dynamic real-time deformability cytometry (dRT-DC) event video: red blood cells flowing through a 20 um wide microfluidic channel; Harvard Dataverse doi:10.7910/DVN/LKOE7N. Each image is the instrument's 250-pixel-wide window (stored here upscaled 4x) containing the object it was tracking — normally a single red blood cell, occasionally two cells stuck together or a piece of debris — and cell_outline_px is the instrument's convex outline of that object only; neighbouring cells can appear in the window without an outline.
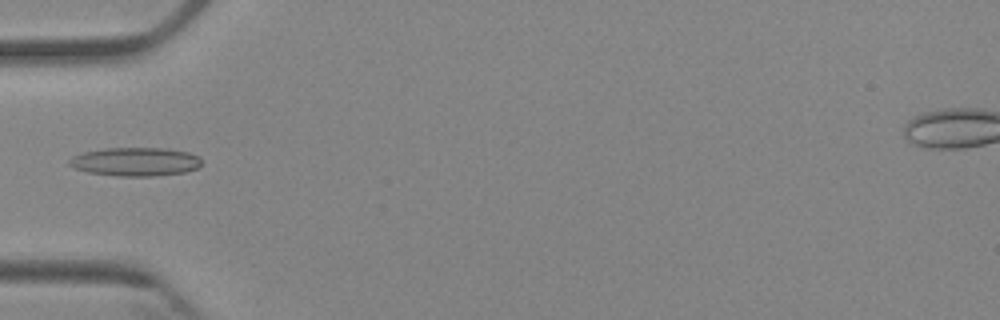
{"species": "Egyptian fruit bat (a non-hibernating species)", "species_latin": "Rousettus aegyptiacus", "temperature_condition": "cold", "stored_images_in_passage": 6, "camera_frame_rate_fps": 3000, "um_per_image_px": 0.085, "animal": {"sex": "female"}, "frame": {"image": 1, "passage_image": 6, "time_ms": 5.667, "image_size_px": [1000, 320], "cell_outline_px": [[200, 164], [196, 168], [184, 172], [156, 176], [120, 176], [88, 172], [76, 168], [68, 164], [68, 160], [72, 156], [84, 152], [104, 148], [168, 148], [188, 152], [200, 156]], "centroid_in_image_um": [11.51, 13.74], "position_along_channel_um": 73.5, "area_um2": 22.02}}